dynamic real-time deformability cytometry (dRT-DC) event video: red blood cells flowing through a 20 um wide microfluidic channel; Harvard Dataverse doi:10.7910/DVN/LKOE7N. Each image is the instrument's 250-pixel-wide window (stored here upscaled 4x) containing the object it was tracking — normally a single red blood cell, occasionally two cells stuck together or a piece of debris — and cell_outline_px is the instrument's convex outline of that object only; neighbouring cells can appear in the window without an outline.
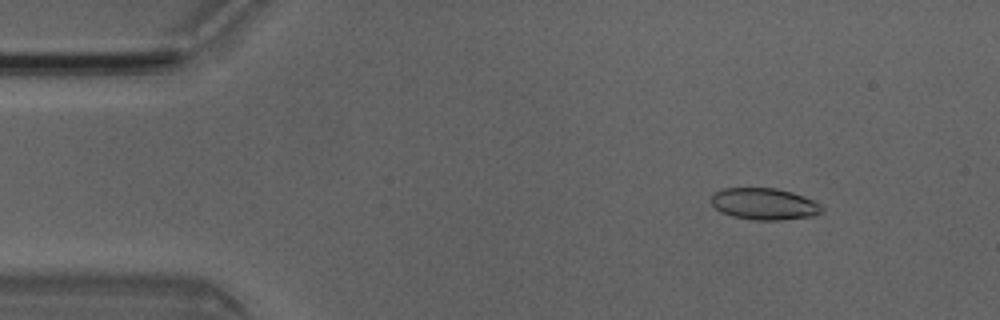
{"species": "Egyptian fruit bat (a non-hibernating species)", "species_latin": "Rousettus aegyptiacus", "temperature_condition": "room temperature", "stored_images_in_passage": 5, "camera_frame_rate_fps": 3000, "um_per_image_px": 0.085, "animal": {"sex": "male"}, "frame": {"image": 1, "passage_image": 2, "time_ms": 0.333, "image_size_px": [1000, 320], "cell_outline_px": [[824, 212], [816, 216], [780, 220], [752, 220], [732, 216], [720, 212], [712, 204], [712, 196], [716, 192], [724, 188], [776, 188], [792, 192], [804, 196], [820, 204], [824, 208]], "centroid_in_image_um": [65.01, 17.35], "position_along_channel_um": 20.0, "area_um2": 20.58}}
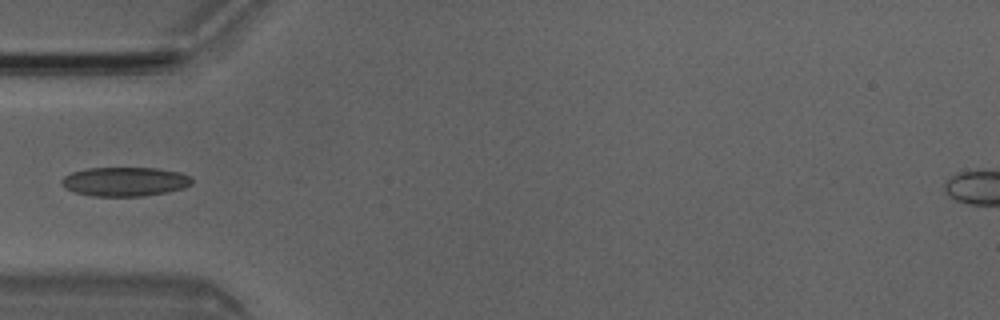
{"frame": {"image": 2, "passage_image": 5, "time_ms": 1.333, "image_size_px": [1000, 320], "cell_outline_px": [[192, 184], [184, 188], [168, 192], [144, 196], [92, 196], [72, 192], [64, 188], [60, 180], [64, 176], [72, 172], [88, 168], [156, 168], [180, 172], [188, 176], [192, 180]], "centroid_in_image_um": [10.59, 15.44], "position_along_channel_um": 74.4, "area_um2": 22.25}}